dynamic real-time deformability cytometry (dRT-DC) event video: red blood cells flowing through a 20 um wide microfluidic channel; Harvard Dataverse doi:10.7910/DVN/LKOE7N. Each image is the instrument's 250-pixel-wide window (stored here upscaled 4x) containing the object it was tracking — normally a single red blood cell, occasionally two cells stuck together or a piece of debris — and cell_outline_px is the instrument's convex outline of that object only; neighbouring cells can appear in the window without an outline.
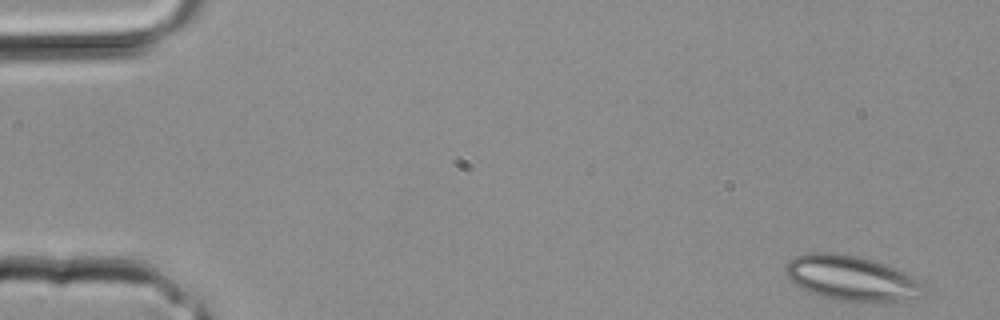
{"species": "common noctule bat (a hibernating species)", "species_latin": "Nyctalus noctula", "temperature_condition": "room temperature", "stored_images_in_passage": 32, "camera_frame_rate_fps": 3000, "um_per_image_px": 0.085, "animal": {"sex": "male", "body_mass_g": 20.4}, "frame": {"image": 1, "passage_image": 1, "time_ms": 0.0, "image_size_px": [1000, 320], "cell_outline_px": [[928, 288], [924, 296], [896, 300], [836, 300], [820, 296], [808, 292], [800, 288], [784, 272], [784, 268], [788, 260], [796, 256], [808, 252], [836, 252], [856, 256], [872, 260], [884, 264], [904, 272], [912, 276], [924, 284]], "centroid_in_image_um": [72.35, 23.62], "position_along_channel_um": 12.6, "area_um2": 35.95}}
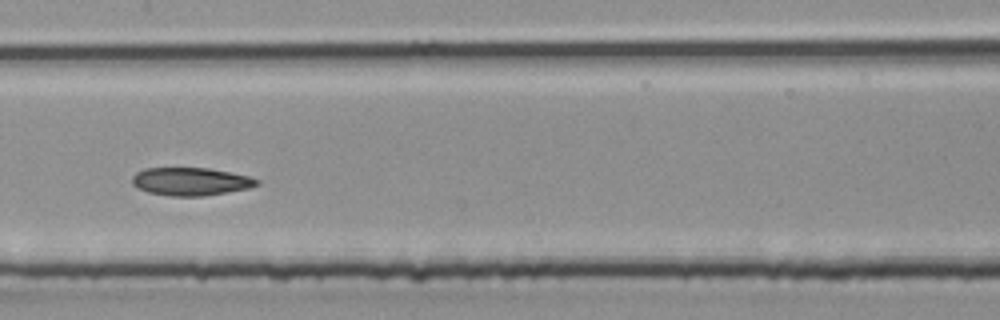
{"frame": {"image": 2, "passage_image": 16, "time_ms": 5.0, "image_size_px": [1000, 320], "cell_outline_px": [[260, 184], [248, 188], [204, 196], [172, 196], [148, 192], [132, 184], [132, 176], [136, 172], [144, 168], [208, 168], [252, 176], [260, 180]], "centroid_in_image_um": [16.24, 15.42], "position_along_channel_um": 191.2, "area_um2": 20.35}}
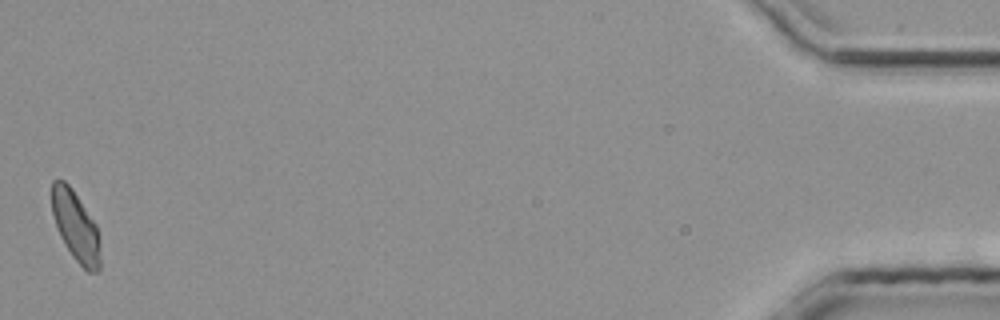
{"frame": {"image": 3, "passage_image": 32, "time_ms": 10.333, "image_size_px": [1000, 320], "cell_outline_px": [[100, 272], [88, 272], [72, 256], [64, 244], [60, 236], [52, 212], [52, 180], [64, 180], [72, 188], [96, 224], [100, 240]], "centroid_in_image_um": [6.45, 19.25], "position_along_channel_um": 428.7, "area_um2": 19.77}}